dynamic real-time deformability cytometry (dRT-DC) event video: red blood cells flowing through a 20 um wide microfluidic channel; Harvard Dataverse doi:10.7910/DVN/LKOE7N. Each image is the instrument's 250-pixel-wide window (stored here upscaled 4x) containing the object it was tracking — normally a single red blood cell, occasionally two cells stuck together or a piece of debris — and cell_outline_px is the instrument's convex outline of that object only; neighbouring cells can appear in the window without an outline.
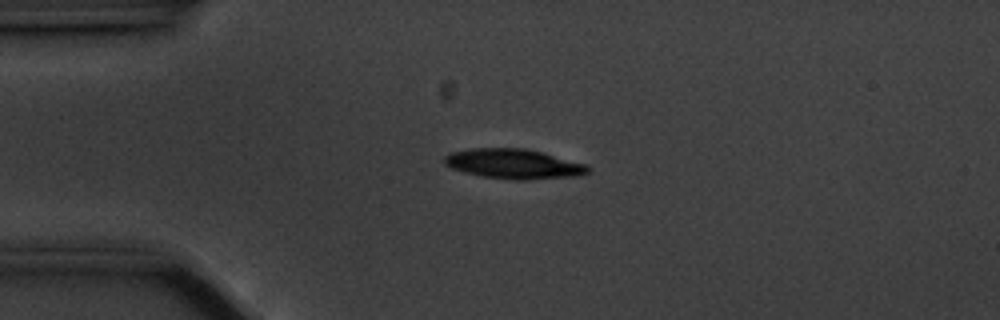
{"species": "common noctule bat (a hibernating species)", "species_latin": "Nyctalus noctula", "temperature_condition": "cold", "stored_images_in_passage": 44, "camera_frame_rate_fps": 3000, "um_per_image_px": 0.085, "animal": {"sex": "male", "body_mass_g": 20.1, "forearm_length_mm": 53.5}, "frame": {"image": 1, "passage_image": 1, "time_ms": 0.0, "image_size_px": [1000, 320], "cell_outline_px": [[592, 168], [588, 172], [576, 176], [524, 180], [512, 180], [484, 176], [464, 172], [452, 168], [444, 164], [444, 156], [452, 152], [476, 148], [524, 148], [588, 164]], "centroid_in_image_um": [43.69, 13.93], "position_along_channel_um": 41.3, "area_um2": 24.8}}
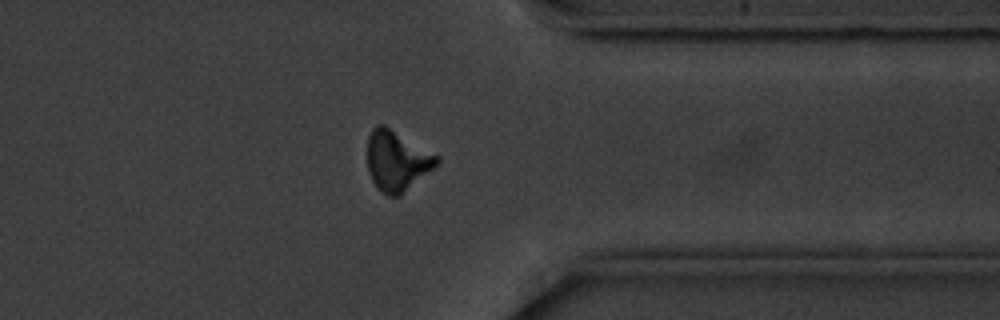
{"frame": {"image": 2, "passage_image": 32, "time_ms": 10.333, "image_size_px": [1000, 320], "cell_outline_px": [[440, 160], [432, 168], [400, 196], [388, 196], [380, 192], [376, 188], [368, 172], [368, 136], [372, 128], [376, 124], [384, 124], [440, 156]], "centroid_in_image_um": [33.71, 13.65], "position_along_channel_um": 377.7, "area_um2": 24.39}}
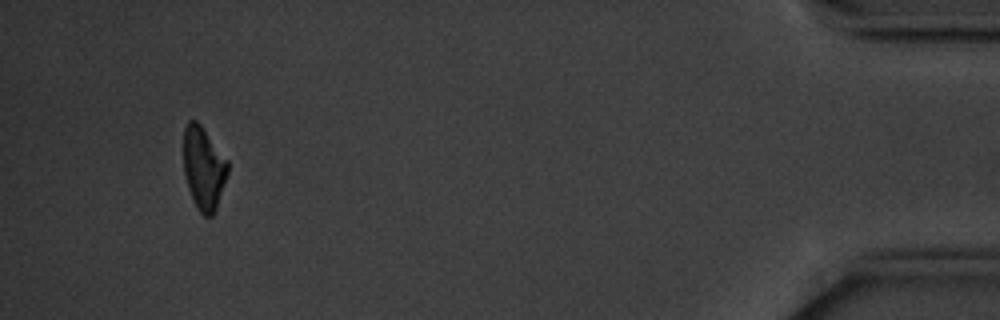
{"frame": {"image": 3, "passage_image": 41, "time_ms": 13.333, "image_size_px": [1000, 320], "cell_outline_px": [[228, 172], [216, 208], [212, 216], [204, 216], [196, 208], [188, 188], [184, 176], [184, 128], [188, 120], [196, 120], [200, 124], [228, 160]], "centroid_in_image_um": [17.3, 14.29], "position_along_channel_um": 417.9, "area_um2": 21.27}, "authors_computed_cell_mechanics": {"area_um2": 24.3049, "velocity_mm_per_s": 3.5289, "shape_relaxation_time_tau1_ms": 2.1181, "shape_relaxation_time_tau2_ms": null, "deformation_change_tau1": 0.1161, "deformation_change_tau2": null}}